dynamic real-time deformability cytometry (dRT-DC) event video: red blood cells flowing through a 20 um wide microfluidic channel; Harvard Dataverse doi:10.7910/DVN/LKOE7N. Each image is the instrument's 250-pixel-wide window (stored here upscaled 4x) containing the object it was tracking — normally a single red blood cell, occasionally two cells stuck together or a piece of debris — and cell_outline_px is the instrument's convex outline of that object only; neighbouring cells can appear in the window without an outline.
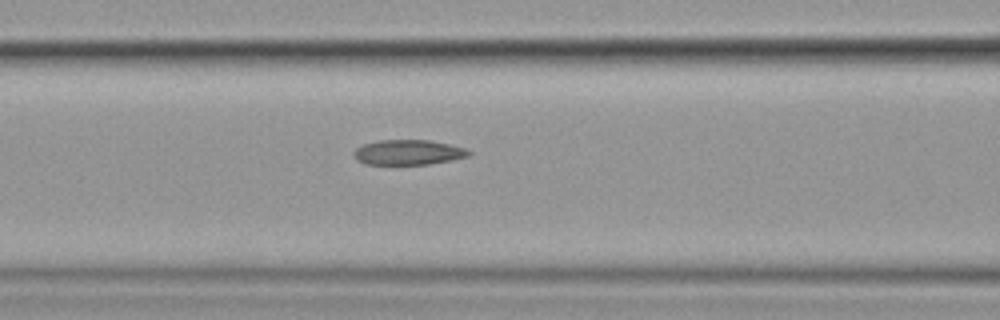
{"species": "common noctule bat (a hibernating species)", "species_latin": "Nyctalus noctula", "temperature_condition": "cold", "stored_images_in_passage": 20, "camera_frame_rate_fps": 3000, "um_per_image_px": 0.085, "animal": {"sex": "female", "body_mass_g": 19.9}, "frame": {"image": 1, "passage_image": 15, "time_ms": 4.667, "image_size_px": [1000, 320], "cell_outline_px": [[472, 152], [468, 156], [452, 160], [428, 164], [364, 164], [356, 160], [352, 156], [352, 152], [356, 148], [364, 144], [380, 140], [428, 140], [448, 144], [464, 148]], "centroid_in_image_um": [34.65, 12.95], "position_along_channel_um": 131.9, "area_um2": 16.76}}